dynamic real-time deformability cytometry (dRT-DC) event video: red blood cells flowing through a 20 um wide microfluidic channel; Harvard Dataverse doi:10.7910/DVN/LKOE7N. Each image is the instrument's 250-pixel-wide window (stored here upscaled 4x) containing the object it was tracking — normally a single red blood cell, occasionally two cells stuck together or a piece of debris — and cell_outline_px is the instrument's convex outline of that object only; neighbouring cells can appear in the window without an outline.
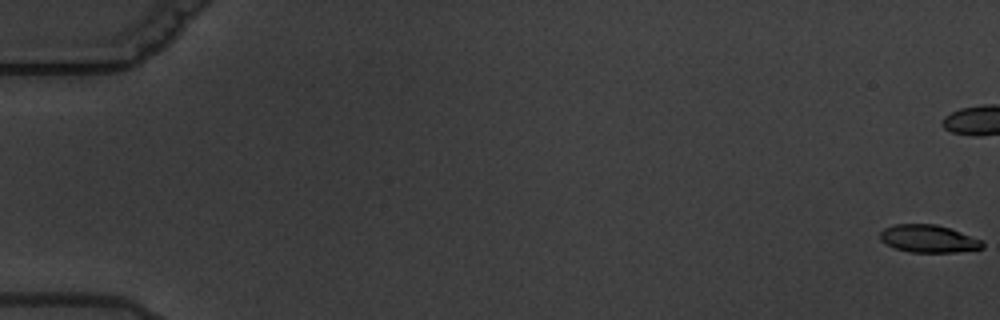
{"species": "common noctule bat (a hibernating species)", "species_latin": "Nyctalus noctula", "temperature_condition": "warm", "stored_images_in_passage": 7, "camera_frame_rate_fps": 3000, "um_per_image_px": 0.085, "animal": {"sex": "male", "body_mass_g": 19.5, "forearm_length_mm": 54.6}, "frame": {"image": 1, "passage_image": 1, "time_ms": 0.0, "image_size_px": [1000, 320], "cell_outline_px": [[984, 248], [956, 252], [912, 252], [896, 248], [880, 240], [880, 232], [884, 228], [896, 224], [936, 224], [960, 232], [980, 240], [984, 244]], "centroid_in_image_um": [78.91, 20.29], "position_along_channel_um": 6.1, "area_um2": 16.18}}